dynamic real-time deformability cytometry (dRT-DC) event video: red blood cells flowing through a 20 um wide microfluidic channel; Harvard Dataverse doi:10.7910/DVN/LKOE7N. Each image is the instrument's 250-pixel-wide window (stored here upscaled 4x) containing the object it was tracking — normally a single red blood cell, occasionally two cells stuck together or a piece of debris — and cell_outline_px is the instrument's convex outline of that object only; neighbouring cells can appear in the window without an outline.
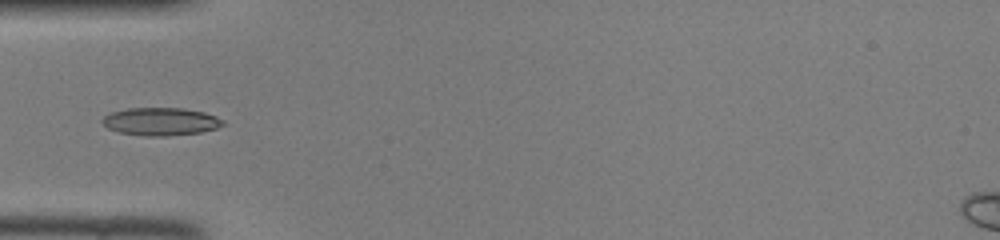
{"species": "common noctule bat (a hibernating species)", "species_latin": "Nyctalus noctula", "temperature_condition": "room temperature", "stored_images_in_passage": 32, "camera_frame_rate_fps": 3000, "um_per_image_px": 0.085, "animal": {"sex": "female", "body_mass_g": 22.0, "forearm_length_mm": 56.7}, "frame": {"image": 1, "passage_image": 1, "time_ms": 0.0, "image_size_px": [1000, 240], "cell_outline_px": [[224, 124], [216, 128], [200, 132], [164, 136], [144, 136], [120, 132], [108, 128], [100, 120], [104, 116], [112, 112], [128, 108], [184, 108], [204, 112], [216, 116], [224, 120]], "centroid_in_image_um": [13.66, 10.32], "position_along_channel_um": 71.3, "area_um2": 19.48}}
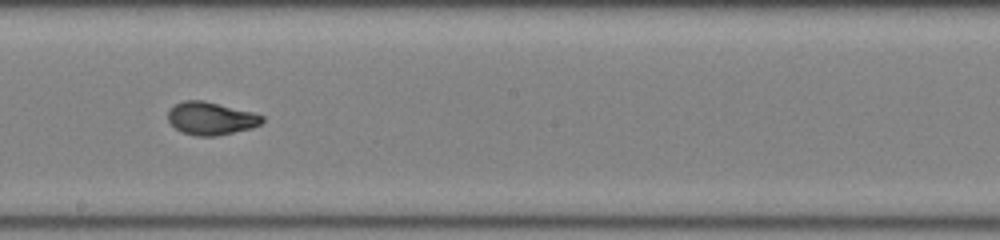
{"frame": {"image": 2, "passage_image": 12, "time_ms": 3.667, "image_size_px": [1000, 240], "cell_outline_px": [[264, 120], [260, 124], [252, 128], [216, 136], [196, 136], [180, 132], [168, 120], [168, 112], [176, 104], [184, 100], [204, 100], [252, 112], [264, 116]], "centroid_in_image_um": [17.93, 10.07], "position_along_channel_um": 230.3, "area_um2": 17.98}}
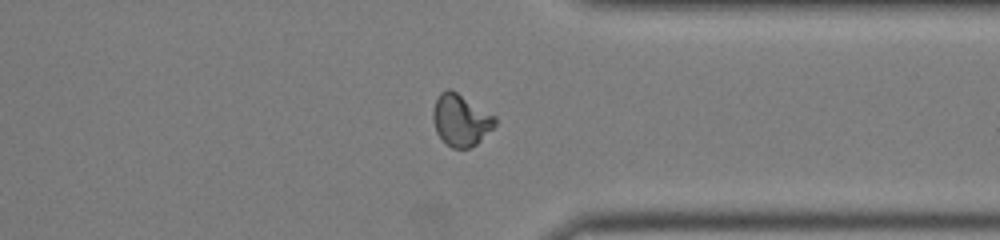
{"frame": {"image": 3, "passage_image": 22, "time_ms": 7.0, "image_size_px": [1000, 240], "cell_outline_px": [[496, 124], [476, 144], [468, 148], [452, 148], [436, 132], [432, 120], [432, 112], [436, 100], [440, 92], [448, 88], [452, 88], [496, 116]], "centroid_in_image_um": [39.15, 10.17], "position_along_channel_um": 372.2, "area_um2": 18.73}}